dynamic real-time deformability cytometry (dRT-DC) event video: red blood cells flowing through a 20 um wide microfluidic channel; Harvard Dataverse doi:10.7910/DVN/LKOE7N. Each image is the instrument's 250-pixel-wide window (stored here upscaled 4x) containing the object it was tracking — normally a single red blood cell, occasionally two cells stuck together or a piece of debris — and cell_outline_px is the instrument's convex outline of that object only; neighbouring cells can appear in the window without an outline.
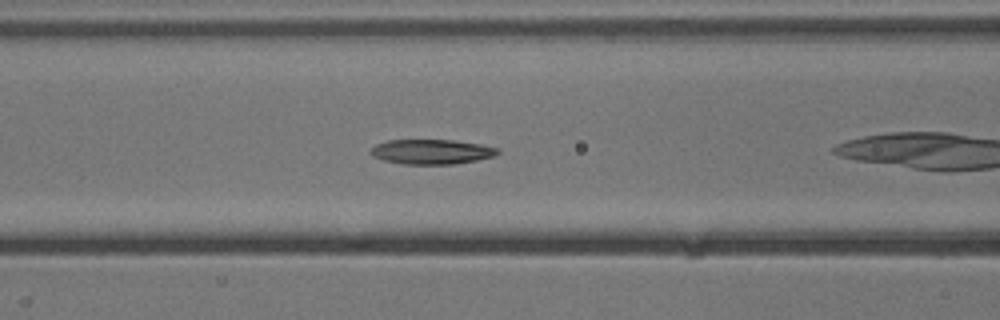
{"species": "common noctule bat (a hibernating species)", "species_latin": "Nyctalus noctula", "temperature_condition": "cold", "stored_images_in_passage": 21, "camera_frame_rate_fps": 3000, "um_per_image_px": 0.085, "animal": {"sex": "male", "body_mass_g": 13.3}, "frame": {"image": 1, "passage_image": 7, "time_ms": 2.0, "image_size_px": [1000, 320], "cell_outline_px": [[500, 152], [496, 156], [456, 164], [404, 164], [384, 160], [372, 156], [368, 152], [376, 144], [388, 140], [452, 140], [480, 144], [500, 148]], "centroid_in_image_um": [36.7, 12.9], "position_along_channel_um": 129.9, "area_um2": 18.44}}
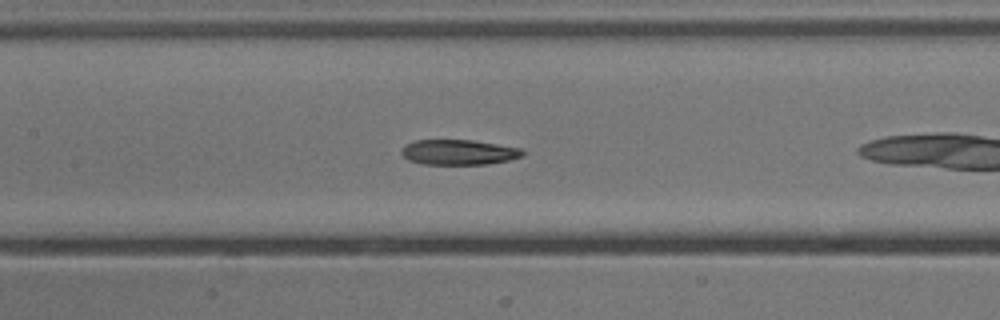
{"frame": {"image": 2, "passage_image": 10, "time_ms": 3.0, "image_size_px": [1000, 320], "cell_outline_px": [[524, 156], [508, 160], [488, 164], [420, 164], [408, 160], [400, 152], [408, 144], [416, 140], [472, 140], [520, 148], [524, 152]], "centroid_in_image_um": [39.0, 12.94], "position_along_channel_um": 168.4, "area_um2": 17.63}}